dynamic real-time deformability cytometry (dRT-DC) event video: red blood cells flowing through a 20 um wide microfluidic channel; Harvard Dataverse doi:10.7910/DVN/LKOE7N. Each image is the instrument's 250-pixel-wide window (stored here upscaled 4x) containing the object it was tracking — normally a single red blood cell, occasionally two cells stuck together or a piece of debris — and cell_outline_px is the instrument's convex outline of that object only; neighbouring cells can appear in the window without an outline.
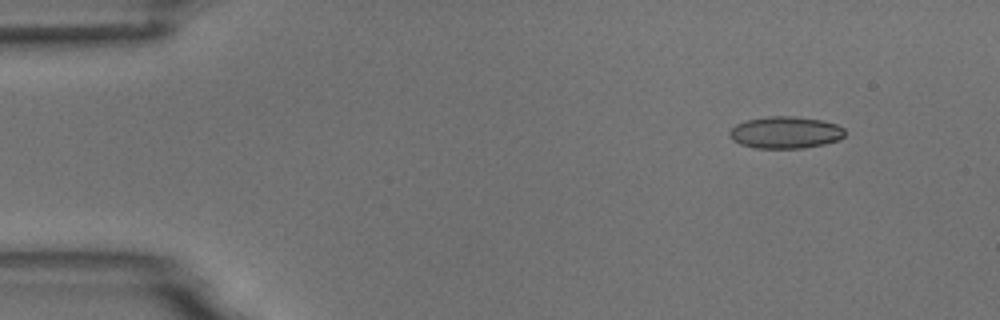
{"species": "common noctule bat (a hibernating species)", "species_latin": "Nyctalus noctula", "temperature_condition": "room temperature", "stored_images_in_passage": 4, "camera_frame_rate_fps": 3000, "um_per_image_px": 0.085, "animal": {"sex": "male", "body_mass_g": 18.8}, "frame": {"image": 1, "passage_image": 2, "time_ms": 1.333, "image_size_px": [1000, 320], "cell_outline_px": [[844, 136], [840, 140], [824, 144], [804, 148], [756, 148], [740, 144], [732, 140], [728, 136], [728, 132], [736, 124], [744, 120], [768, 116], [796, 116], [820, 120], [836, 124], [844, 128]], "centroid_in_image_um": [66.73, 11.26], "position_along_channel_um": 18.3, "area_um2": 21.68}}
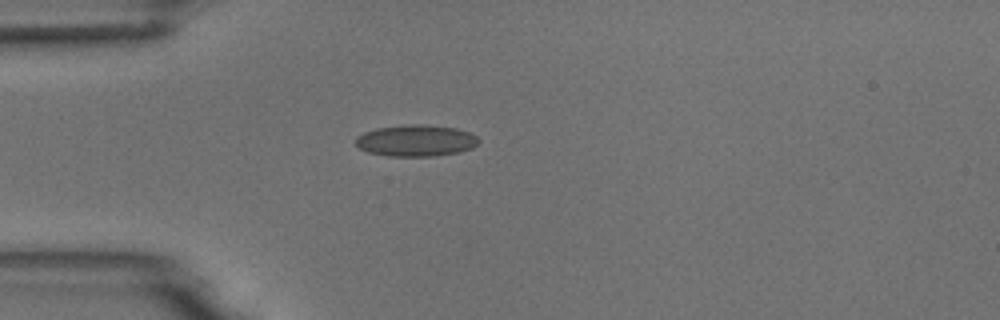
{"frame": {"image": 2, "passage_image": 4, "time_ms": 4.333, "image_size_px": [1000, 320], "cell_outline_px": [[480, 140], [472, 148], [456, 152], [432, 156], [388, 156], [368, 152], [360, 148], [356, 144], [356, 136], [364, 132], [376, 128], [412, 124], [420, 124], [456, 128], [468, 132], [476, 136]], "centroid_in_image_um": [35.33, 11.95], "position_along_channel_um": 49.7, "area_um2": 22.37}}